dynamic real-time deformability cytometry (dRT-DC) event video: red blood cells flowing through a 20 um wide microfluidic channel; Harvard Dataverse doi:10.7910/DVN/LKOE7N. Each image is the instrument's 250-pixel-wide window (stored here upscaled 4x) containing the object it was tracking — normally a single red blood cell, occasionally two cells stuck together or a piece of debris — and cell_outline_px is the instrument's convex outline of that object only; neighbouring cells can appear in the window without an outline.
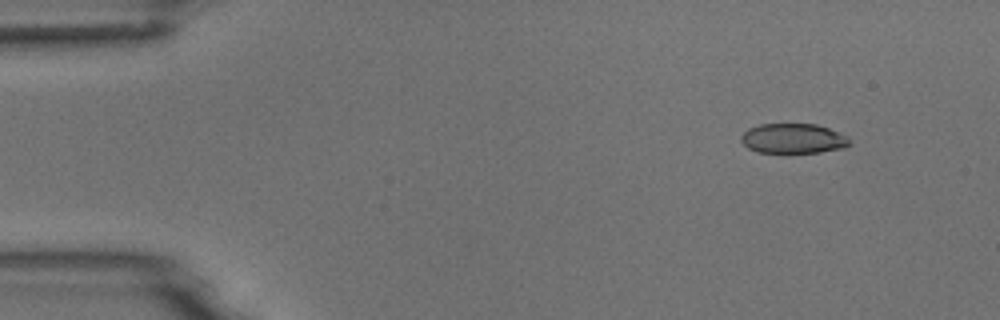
{"species": "common noctule bat (a hibernating species)", "species_latin": "Nyctalus noctula", "temperature_condition": "room temperature", "stored_images_in_passage": 3, "camera_frame_rate_fps": 3000, "um_per_image_px": 0.085, "animal": {"sex": "male", "body_mass_g": 18.8}, "frame": {"image": 1, "passage_image": 2, "time_ms": 1.333, "image_size_px": [1000, 320], "cell_outline_px": [[848, 144], [840, 148], [820, 152], [756, 152], [748, 148], [740, 140], [740, 136], [748, 128], [760, 124], [816, 124], [828, 128], [848, 136]], "centroid_in_image_um": [67.36, 11.76], "position_along_channel_um": 17.6, "area_um2": 18.67}}